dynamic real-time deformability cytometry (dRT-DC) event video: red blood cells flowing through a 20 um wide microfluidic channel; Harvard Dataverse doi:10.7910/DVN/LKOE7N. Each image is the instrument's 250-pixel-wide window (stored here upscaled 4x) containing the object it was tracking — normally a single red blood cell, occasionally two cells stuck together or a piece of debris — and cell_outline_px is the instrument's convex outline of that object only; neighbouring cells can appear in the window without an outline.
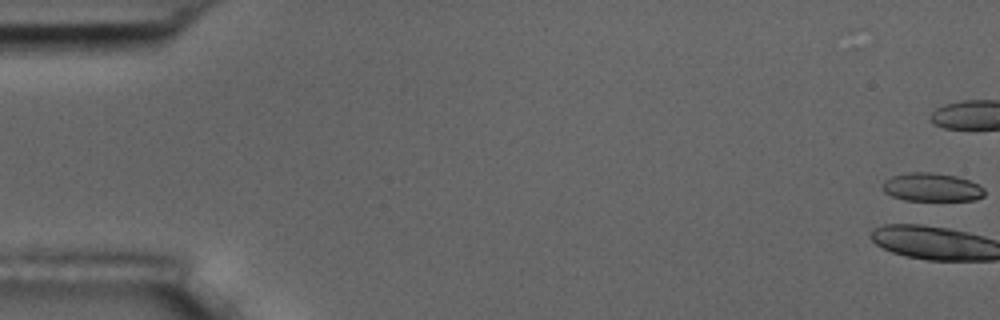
{"species": "common noctule bat (a hibernating species)", "species_latin": "Nyctalus noctula", "temperature_condition": "room temperature", "stored_images_in_passage": 12, "camera_frame_rate_fps": 3000, "um_per_image_px": 0.085, "animal": {"sex": "male", "body_mass_g": 17.5, "forearm_length_mm": 52.3}, "frame": {"image": 1, "passage_image": 1, "time_ms": 0.0, "image_size_px": [1000, 320], "cell_outline_px": [[984, 196], [976, 200], [904, 200], [892, 196], [884, 192], [884, 180], [892, 176], [908, 172], [932, 172], [956, 176], [980, 184], [984, 188]], "centroid_in_image_um": [79.23, 15.91], "position_along_channel_um": 5.8, "area_um2": 16.88}}